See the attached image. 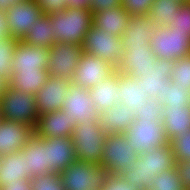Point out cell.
Instances as JSON below:
<instances>
[{"label":"cell","mask_w":190,"mask_h":190,"mask_svg":"<svg viewBox=\"0 0 190 190\" xmlns=\"http://www.w3.org/2000/svg\"><path fill=\"white\" fill-rule=\"evenodd\" d=\"M176 166L171 145L154 147L142 154L133 166L128 167L121 176L138 190H149L153 180L161 172Z\"/></svg>","instance_id":"1"},{"label":"cell","mask_w":190,"mask_h":190,"mask_svg":"<svg viewBox=\"0 0 190 190\" xmlns=\"http://www.w3.org/2000/svg\"><path fill=\"white\" fill-rule=\"evenodd\" d=\"M52 29L56 32L55 42H68L81 45L88 30L92 27V12L89 9L66 8L61 12L48 14Z\"/></svg>","instance_id":"2"},{"label":"cell","mask_w":190,"mask_h":190,"mask_svg":"<svg viewBox=\"0 0 190 190\" xmlns=\"http://www.w3.org/2000/svg\"><path fill=\"white\" fill-rule=\"evenodd\" d=\"M106 137L107 134L102 131L99 120L78 123L71 136L76 159L102 166Z\"/></svg>","instance_id":"3"},{"label":"cell","mask_w":190,"mask_h":190,"mask_svg":"<svg viewBox=\"0 0 190 190\" xmlns=\"http://www.w3.org/2000/svg\"><path fill=\"white\" fill-rule=\"evenodd\" d=\"M109 176L103 166L77 159L60 173L64 190H102Z\"/></svg>","instance_id":"4"},{"label":"cell","mask_w":190,"mask_h":190,"mask_svg":"<svg viewBox=\"0 0 190 190\" xmlns=\"http://www.w3.org/2000/svg\"><path fill=\"white\" fill-rule=\"evenodd\" d=\"M0 102L4 120L24 123L35 128L39 113L33 93L26 94L7 85Z\"/></svg>","instance_id":"5"},{"label":"cell","mask_w":190,"mask_h":190,"mask_svg":"<svg viewBox=\"0 0 190 190\" xmlns=\"http://www.w3.org/2000/svg\"><path fill=\"white\" fill-rule=\"evenodd\" d=\"M150 45L158 59L173 62L175 59L190 55V35L176 31V28L156 26Z\"/></svg>","instance_id":"6"},{"label":"cell","mask_w":190,"mask_h":190,"mask_svg":"<svg viewBox=\"0 0 190 190\" xmlns=\"http://www.w3.org/2000/svg\"><path fill=\"white\" fill-rule=\"evenodd\" d=\"M139 154L129 146L126 136L108 134L103 145L102 166L110 171L111 175H121L128 167L138 160Z\"/></svg>","instance_id":"7"},{"label":"cell","mask_w":190,"mask_h":190,"mask_svg":"<svg viewBox=\"0 0 190 190\" xmlns=\"http://www.w3.org/2000/svg\"><path fill=\"white\" fill-rule=\"evenodd\" d=\"M123 134L137 154L169 144L162 121L135 119Z\"/></svg>","instance_id":"8"},{"label":"cell","mask_w":190,"mask_h":190,"mask_svg":"<svg viewBox=\"0 0 190 190\" xmlns=\"http://www.w3.org/2000/svg\"><path fill=\"white\" fill-rule=\"evenodd\" d=\"M82 48L83 52L96 55L116 68L123 56L121 37L113 36L93 25L84 38Z\"/></svg>","instance_id":"9"},{"label":"cell","mask_w":190,"mask_h":190,"mask_svg":"<svg viewBox=\"0 0 190 190\" xmlns=\"http://www.w3.org/2000/svg\"><path fill=\"white\" fill-rule=\"evenodd\" d=\"M83 53L81 45L66 42H54L49 48L50 76L73 79L74 72Z\"/></svg>","instance_id":"10"},{"label":"cell","mask_w":190,"mask_h":190,"mask_svg":"<svg viewBox=\"0 0 190 190\" xmlns=\"http://www.w3.org/2000/svg\"><path fill=\"white\" fill-rule=\"evenodd\" d=\"M4 12L9 35L17 40H22L28 30L35 25L36 20L43 15L41 8L34 0H19L11 4Z\"/></svg>","instance_id":"11"},{"label":"cell","mask_w":190,"mask_h":190,"mask_svg":"<svg viewBox=\"0 0 190 190\" xmlns=\"http://www.w3.org/2000/svg\"><path fill=\"white\" fill-rule=\"evenodd\" d=\"M116 71V67L100 57L83 52L74 72L72 83L89 89L111 77Z\"/></svg>","instance_id":"12"},{"label":"cell","mask_w":190,"mask_h":190,"mask_svg":"<svg viewBox=\"0 0 190 190\" xmlns=\"http://www.w3.org/2000/svg\"><path fill=\"white\" fill-rule=\"evenodd\" d=\"M61 109L76 124L99 120L100 111L94 106L89 89L71 84Z\"/></svg>","instance_id":"13"},{"label":"cell","mask_w":190,"mask_h":190,"mask_svg":"<svg viewBox=\"0 0 190 190\" xmlns=\"http://www.w3.org/2000/svg\"><path fill=\"white\" fill-rule=\"evenodd\" d=\"M72 79L50 76L45 85L35 94L39 115L60 110Z\"/></svg>","instance_id":"14"},{"label":"cell","mask_w":190,"mask_h":190,"mask_svg":"<svg viewBox=\"0 0 190 190\" xmlns=\"http://www.w3.org/2000/svg\"><path fill=\"white\" fill-rule=\"evenodd\" d=\"M172 64L171 60L156 58L147 73L138 78L152 98L160 101L165 99V90L171 82Z\"/></svg>","instance_id":"15"},{"label":"cell","mask_w":190,"mask_h":190,"mask_svg":"<svg viewBox=\"0 0 190 190\" xmlns=\"http://www.w3.org/2000/svg\"><path fill=\"white\" fill-rule=\"evenodd\" d=\"M48 65L49 49L28 45L18 40L13 54L12 75L20 71L47 69Z\"/></svg>","instance_id":"16"},{"label":"cell","mask_w":190,"mask_h":190,"mask_svg":"<svg viewBox=\"0 0 190 190\" xmlns=\"http://www.w3.org/2000/svg\"><path fill=\"white\" fill-rule=\"evenodd\" d=\"M34 134V128L24 123L0 121V156L22 150Z\"/></svg>","instance_id":"17"},{"label":"cell","mask_w":190,"mask_h":190,"mask_svg":"<svg viewBox=\"0 0 190 190\" xmlns=\"http://www.w3.org/2000/svg\"><path fill=\"white\" fill-rule=\"evenodd\" d=\"M47 145L48 170L60 174L75 160V149L71 137L41 138Z\"/></svg>","instance_id":"18"},{"label":"cell","mask_w":190,"mask_h":190,"mask_svg":"<svg viewBox=\"0 0 190 190\" xmlns=\"http://www.w3.org/2000/svg\"><path fill=\"white\" fill-rule=\"evenodd\" d=\"M75 122L62 109L39 115L34 133L40 138L71 137Z\"/></svg>","instance_id":"19"},{"label":"cell","mask_w":190,"mask_h":190,"mask_svg":"<svg viewBox=\"0 0 190 190\" xmlns=\"http://www.w3.org/2000/svg\"><path fill=\"white\" fill-rule=\"evenodd\" d=\"M156 25L148 15H130L129 25L121 37L123 52L132 47L150 45Z\"/></svg>","instance_id":"20"},{"label":"cell","mask_w":190,"mask_h":190,"mask_svg":"<svg viewBox=\"0 0 190 190\" xmlns=\"http://www.w3.org/2000/svg\"><path fill=\"white\" fill-rule=\"evenodd\" d=\"M155 59L156 56L151 45L132 47L129 52H123L122 60L117 70L138 79L147 73Z\"/></svg>","instance_id":"21"},{"label":"cell","mask_w":190,"mask_h":190,"mask_svg":"<svg viewBox=\"0 0 190 190\" xmlns=\"http://www.w3.org/2000/svg\"><path fill=\"white\" fill-rule=\"evenodd\" d=\"M22 151L26 153V172L30 177L51 173L48 170L47 145L35 133Z\"/></svg>","instance_id":"22"},{"label":"cell","mask_w":190,"mask_h":190,"mask_svg":"<svg viewBox=\"0 0 190 190\" xmlns=\"http://www.w3.org/2000/svg\"><path fill=\"white\" fill-rule=\"evenodd\" d=\"M135 121V112L122 104L100 113L99 123L105 134L124 133Z\"/></svg>","instance_id":"23"},{"label":"cell","mask_w":190,"mask_h":190,"mask_svg":"<svg viewBox=\"0 0 190 190\" xmlns=\"http://www.w3.org/2000/svg\"><path fill=\"white\" fill-rule=\"evenodd\" d=\"M129 21L130 14L123 6L92 13L93 26L116 37L123 36L125 28L129 25Z\"/></svg>","instance_id":"24"},{"label":"cell","mask_w":190,"mask_h":190,"mask_svg":"<svg viewBox=\"0 0 190 190\" xmlns=\"http://www.w3.org/2000/svg\"><path fill=\"white\" fill-rule=\"evenodd\" d=\"M118 91H121L118 70L111 77L104 79L103 82L89 88L94 106L98 108L100 113L119 103Z\"/></svg>","instance_id":"25"},{"label":"cell","mask_w":190,"mask_h":190,"mask_svg":"<svg viewBox=\"0 0 190 190\" xmlns=\"http://www.w3.org/2000/svg\"><path fill=\"white\" fill-rule=\"evenodd\" d=\"M120 89L119 104L125 105L133 112L138 108H142L147 104V100L151 97L146 93L142 82L128 75L119 72Z\"/></svg>","instance_id":"26"},{"label":"cell","mask_w":190,"mask_h":190,"mask_svg":"<svg viewBox=\"0 0 190 190\" xmlns=\"http://www.w3.org/2000/svg\"><path fill=\"white\" fill-rule=\"evenodd\" d=\"M30 178L26 172V153L22 150L0 156V186Z\"/></svg>","instance_id":"27"},{"label":"cell","mask_w":190,"mask_h":190,"mask_svg":"<svg viewBox=\"0 0 190 190\" xmlns=\"http://www.w3.org/2000/svg\"><path fill=\"white\" fill-rule=\"evenodd\" d=\"M162 123L169 140L187 134L190 131V106L183 109L162 107Z\"/></svg>","instance_id":"28"},{"label":"cell","mask_w":190,"mask_h":190,"mask_svg":"<svg viewBox=\"0 0 190 190\" xmlns=\"http://www.w3.org/2000/svg\"><path fill=\"white\" fill-rule=\"evenodd\" d=\"M56 32L52 29V22L48 14H43L36 20L32 29H29L27 34L21 41L28 45L49 49L55 42Z\"/></svg>","instance_id":"29"},{"label":"cell","mask_w":190,"mask_h":190,"mask_svg":"<svg viewBox=\"0 0 190 190\" xmlns=\"http://www.w3.org/2000/svg\"><path fill=\"white\" fill-rule=\"evenodd\" d=\"M50 75L47 69H37L36 71L15 72L8 82L13 89H19L24 93H33L34 95L48 81Z\"/></svg>","instance_id":"30"},{"label":"cell","mask_w":190,"mask_h":190,"mask_svg":"<svg viewBox=\"0 0 190 190\" xmlns=\"http://www.w3.org/2000/svg\"><path fill=\"white\" fill-rule=\"evenodd\" d=\"M181 5L177 0H153L148 16L156 26L167 27L174 20Z\"/></svg>","instance_id":"31"},{"label":"cell","mask_w":190,"mask_h":190,"mask_svg":"<svg viewBox=\"0 0 190 190\" xmlns=\"http://www.w3.org/2000/svg\"><path fill=\"white\" fill-rule=\"evenodd\" d=\"M18 40L11 36L0 39V78L7 83L12 76L13 54Z\"/></svg>","instance_id":"32"},{"label":"cell","mask_w":190,"mask_h":190,"mask_svg":"<svg viewBox=\"0 0 190 190\" xmlns=\"http://www.w3.org/2000/svg\"><path fill=\"white\" fill-rule=\"evenodd\" d=\"M161 103L162 107L183 109L190 104V91L185 90L182 85L170 82L165 90V99Z\"/></svg>","instance_id":"33"},{"label":"cell","mask_w":190,"mask_h":190,"mask_svg":"<svg viewBox=\"0 0 190 190\" xmlns=\"http://www.w3.org/2000/svg\"><path fill=\"white\" fill-rule=\"evenodd\" d=\"M149 190H186L179 176L176 166L161 172L153 180Z\"/></svg>","instance_id":"34"},{"label":"cell","mask_w":190,"mask_h":190,"mask_svg":"<svg viewBox=\"0 0 190 190\" xmlns=\"http://www.w3.org/2000/svg\"><path fill=\"white\" fill-rule=\"evenodd\" d=\"M170 80L172 84L182 85L190 91V55L173 61Z\"/></svg>","instance_id":"35"},{"label":"cell","mask_w":190,"mask_h":190,"mask_svg":"<svg viewBox=\"0 0 190 190\" xmlns=\"http://www.w3.org/2000/svg\"><path fill=\"white\" fill-rule=\"evenodd\" d=\"M32 190H64L60 174L50 173L30 178Z\"/></svg>","instance_id":"36"},{"label":"cell","mask_w":190,"mask_h":190,"mask_svg":"<svg viewBox=\"0 0 190 190\" xmlns=\"http://www.w3.org/2000/svg\"><path fill=\"white\" fill-rule=\"evenodd\" d=\"M145 106L135 111V119L162 121V103L159 99L150 97Z\"/></svg>","instance_id":"37"},{"label":"cell","mask_w":190,"mask_h":190,"mask_svg":"<svg viewBox=\"0 0 190 190\" xmlns=\"http://www.w3.org/2000/svg\"><path fill=\"white\" fill-rule=\"evenodd\" d=\"M175 161H190V131L169 140Z\"/></svg>","instance_id":"38"},{"label":"cell","mask_w":190,"mask_h":190,"mask_svg":"<svg viewBox=\"0 0 190 190\" xmlns=\"http://www.w3.org/2000/svg\"><path fill=\"white\" fill-rule=\"evenodd\" d=\"M190 35V3L182 4L173 21L167 26Z\"/></svg>","instance_id":"39"},{"label":"cell","mask_w":190,"mask_h":190,"mask_svg":"<svg viewBox=\"0 0 190 190\" xmlns=\"http://www.w3.org/2000/svg\"><path fill=\"white\" fill-rule=\"evenodd\" d=\"M153 0H122V6L130 15H148Z\"/></svg>","instance_id":"40"},{"label":"cell","mask_w":190,"mask_h":190,"mask_svg":"<svg viewBox=\"0 0 190 190\" xmlns=\"http://www.w3.org/2000/svg\"><path fill=\"white\" fill-rule=\"evenodd\" d=\"M34 2L41 8L43 14L61 12L67 8L65 0H34Z\"/></svg>","instance_id":"41"},{"label":"cell","mask_w":190,"mask_h":190,"mask_svg":"<svg viewBox=\"0 0 190 190\" xmlns=\"http://www.w3.org/2000/svg\"><path fill=\"white\" fill-rule=\"evenodd\" d=\"M102 190H138V189L134 188L131 184L127 183V181L121 175L110 174Z\"/></svg>","instance_id":"42"},{"label":"cell","mask_w":190,"mask_h":190,"mask_svg":"<svg viewBox=\"0 0 190 190\" xmlns=\"http://www.w3.org/2000/svg\"><path fill=\"white\" fill-rule=\"evenodd\" d=\"M122 6V0H90L89 10L92 13Z\"/></svg>","instance_id":"43"},{"label":"cell","mask_w":190,"mask_h":190,"mask_svg":"<svg viewBox=\"0 0 190 190\" xmlns=\"http://www.w3.org/2000/svg\"><path fill=\"white\" fill-rule=\"evenodd\" d=\"M176 168L184 187L190 188V161H176Z\"/></svg>","instance_id":"44"},{"label":"cell","mask_w":190,"mask_h":190,"mask_svg":"<svg viewBox=\"0 0 190 190\" xmlns=\"http://www.w3.org/2000/svg\"><path fill=\"white\" fill-rule=\"evenodd\" d=\"M0 190H32L30 180H20L16 183H7L4 186H0Z\"/></svg>","instance_id":"45"},{"label":"cell","mask_w":190,"mask_h":190,"mask_svg":"<svg viewBox=\"0 0 190 190\" xmlns=\"http://www.w3.org/2000/svg\"><path fill=\"white\" fill-rule=\"evenodd\" d=\"M9 29L4 10H0V39L9 37Z\"/></svg>","instance_id":"46"},{"label":"cell","mask_w":190,"mask_h":190,"mask_svg":"<svg viewBox=\"0 0 190 190\" xmlns=\"http://www.w3.org/2000/svg\"><path fill=\"white\" fill-rule=\"evenodd\" d=\"M67 8L89 9L90 0H65Z\"/></svg>","instance_id":"47"},{"label":"cell","mask_w":190,"mask_h":190,"mask_svg":"<svg viewBox=\"0 0 190 190\" xmlns=\"http://www.w3.org/2000/svg\"><path fill=\"white\" fill-rule=\"evenodd\" d=\"M7 85H8V83L5 80H3L2 78H0V100H1V97L3 96V94L6 91V86Z\"/></svg>","instance_id":"48"},{"label":"cell","mask_w":190,"mask_h":190,"mask_svg":"<svg viewBox=\"0 0 190 190\" xmlns=\"http://www.w3.org/2000/svg\"><path fill=\"white\" fill-rule=\"evenodd\" d=\"M10 6V0H0V10H6Z\"/></svg>","instance_id":"49"},{"label":"cell","mask_w":190,"mask_h":190,"mask_svg":"<svg viewBox=\"0 0 190 190\" xmlns=\"http://www.w3.org/2000/svg\"><path fill=\"white\" fill-rule=\"evenodd\" d=\"M178 2L182 3V4H186L187 0H177Z\"/></svg>","instance_id":"50"},{"label":"cell","mask_w":190,"mask_h":190,"mask_svg":"<svg viewBox=\"0 0 190 190\" xmlns=\"http://www.w3.org/2000/svg\"><path fill=\"white\" fill-rule=\"evenodd\" d=\"M1 102H0V121L2 120Z\"/></svg>","instance_id":"51"},{"label":"cell","mask_w":190,"mask_h":190,"mask_svg":"<svg viewBox=\"0 0 190 190\" xmlns=\"http://www.w3.org/2000/svg\"><path fill=\"white\" fill-rule=\"evenodd\" d=\"M17 1H19V0H10V5L17 2Z\"/></svg>","instance_id":"52"}]
</instances>
